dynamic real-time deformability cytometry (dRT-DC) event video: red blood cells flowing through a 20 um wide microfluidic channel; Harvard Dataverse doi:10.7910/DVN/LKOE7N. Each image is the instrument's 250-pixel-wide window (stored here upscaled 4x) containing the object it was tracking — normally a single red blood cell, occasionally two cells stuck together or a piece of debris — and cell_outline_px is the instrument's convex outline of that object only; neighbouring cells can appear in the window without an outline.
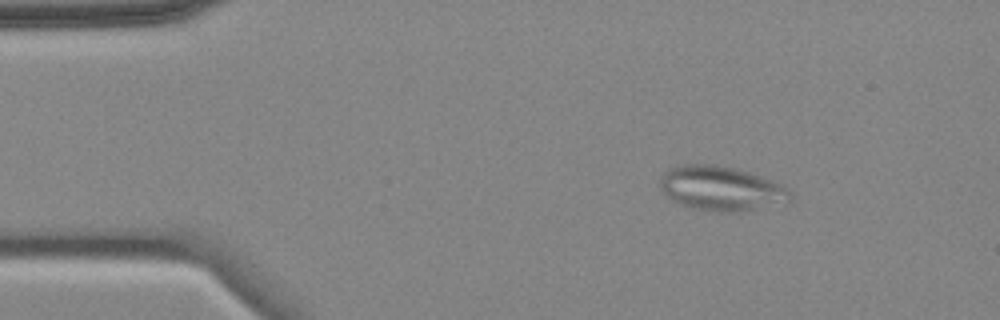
{"species": "common noctule bat (a hibernating species)", "species_latin": "Nyctalus noctula", "temperature_condition": "cold", "stored_images_in_passage": 4, "camera_frame_rate_fps": 3000, "um_per_image_px": 0.085, "animal": {"sex": "female", "body_mass_g": 18.4}, "frame": {"image": 1, "passage_image": 2, "time_ms": 1.0, "image_size_px": [1000, 320], "cell_outline_px": [[792, 200], [744, 212], [712, 212], [692, 208], [680, 204], [660, 192], [660, 176], [668, 168], [680, 164], [716, 164], [748, 172], [784, 184], [792, 192]], "centroid_in_image_um": [61.28, 16.02], "position_along_channel_um": 23.7, "area_um2": 34.28}}